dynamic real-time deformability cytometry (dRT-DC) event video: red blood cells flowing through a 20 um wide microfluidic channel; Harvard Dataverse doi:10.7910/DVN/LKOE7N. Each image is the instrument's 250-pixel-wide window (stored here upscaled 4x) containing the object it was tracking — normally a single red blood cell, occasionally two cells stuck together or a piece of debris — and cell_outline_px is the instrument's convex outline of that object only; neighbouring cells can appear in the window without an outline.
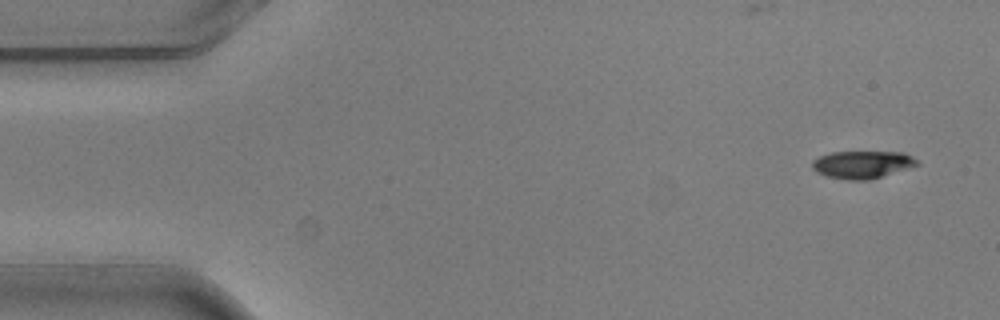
{"species": "common noctule bat (a hibernating species)", "species_latin": "Nyctalus noctula", "temperature_condition": "warm", "stored_images_in_passage": 6, "camera_frame_rate_fps": 3000, "um_per_image_px": 0.085, "animal": {"sex": "male", "body_mass_g": 20.5, "forearm_length_mm": 52.5}, "frame": {"image": 1, "passage_image": 1, "time_ms": 0.0, "image_size_px": [1000, 320], "cell_outline_px": [[920, 164], [868, 180], [848, 180], [828, 176], [816, 172], [812, 168], [812, 160], [820, 156], [832, 152], [904, 152], [912, 156]], "centroid_in_image_um": [73.27, 13.98], "position_along_channel_um": 11.7, "area_um2": 16.65}}
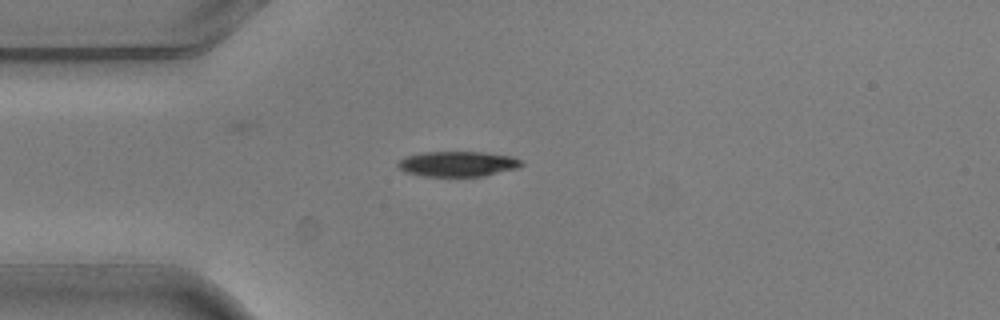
{"frame": {"image": 2, "passage_image": 4, "time_ms": 1.0, "image_size_px": [1000, 320], "cell_outline_px": [[524, 164], [516, 168], [484, 176], [424, 176], [404, 172], [396, 164], [404, 156], [424, 152], [484, 152], [512, 156], [520, 160]], "centroid_in_image_um": [38.88, 13.92], "position_along_channel_um": 46.1, "area_um2": 18.15}}